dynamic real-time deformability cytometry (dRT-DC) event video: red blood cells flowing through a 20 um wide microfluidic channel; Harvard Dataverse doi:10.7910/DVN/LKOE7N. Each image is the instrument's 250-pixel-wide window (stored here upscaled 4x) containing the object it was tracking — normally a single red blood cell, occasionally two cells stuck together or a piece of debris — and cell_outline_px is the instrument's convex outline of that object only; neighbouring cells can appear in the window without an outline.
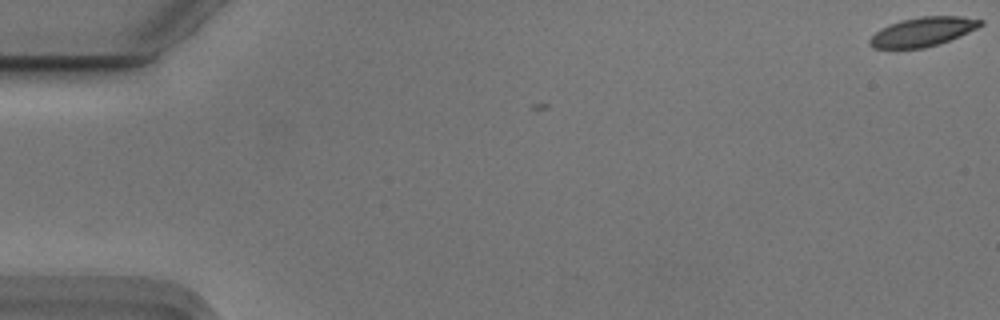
{"species": "Egyptian fruit bat (a non-hibernating species)", "species_latin": "Rousettus aegyptiacus", "temperature_condition": "cold", "stored_images_in_passage": 5, "camera_frame_rate_fps": 3000, "um_per_image_px": 0.085, "animal": {"sex": "male"}, "frame": {"image": 1, "passage_image": 1, "time_ms": 0.0, "image_size_px": [1000, 320], "cell_outline_px": [[984, 24], [968, 32], [948, 40], [924, 48], [872, 48], [868, 44], [868, 40], [880, 28], [900, 20], [920, 16], [960, 16], [984, 20]], "centroid_in_image_um": [78.41, 2.69], "position_along_channel_um": 6.6, "area_um2": 18.67}}